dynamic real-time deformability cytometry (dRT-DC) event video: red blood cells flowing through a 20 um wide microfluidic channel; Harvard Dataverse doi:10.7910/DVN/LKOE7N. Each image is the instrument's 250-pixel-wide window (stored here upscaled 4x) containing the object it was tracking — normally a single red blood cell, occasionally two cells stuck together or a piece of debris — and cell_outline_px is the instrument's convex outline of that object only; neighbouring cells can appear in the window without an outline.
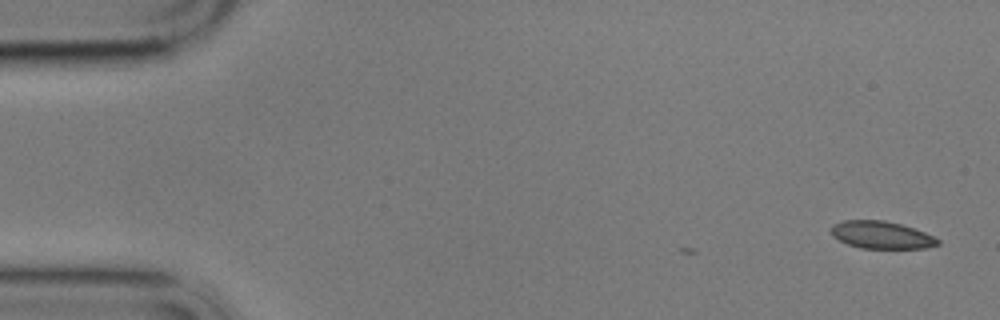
{"species": "common noctule bat (a hibernating species)", "species_latin": "Nyctalus noctula", "temperature_condition": "cold", "stored_images_in_passage": 3, "camera_frame_rate_fps": 3000, "um_per_image_px": 0.085, "animal": {"sex": "male", "body_mass_g": 17.9}, "frame": {"image": 1, "passage_image": 1, "time_ms": 0.0, "image_size_px": [1000, 320], "cell_outline_px": [[940, 244], [924, 248], [860, 248], [848, 244], [832, 236], [832, 224], [844, 220], [884, 220], [900, 224], [924, 232], [940, 240]], "centroid_in_image_um": [74.91, 19.97], "position_along_channel_um": 10.1, "area_um2": 16.88}}
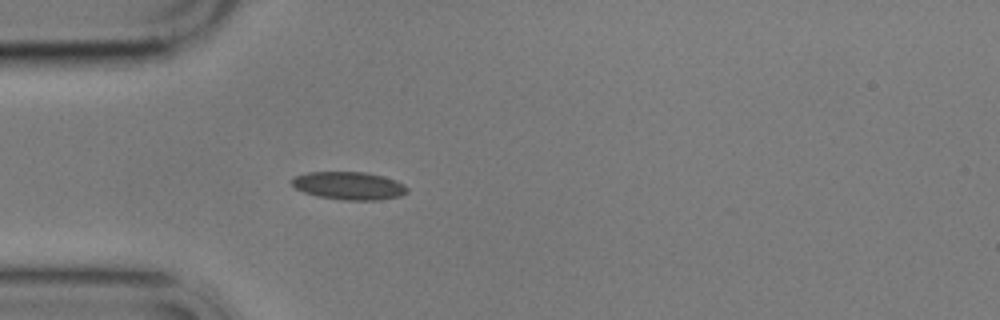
{"frame": {"image": 2, "passage_image": 3, "time_ms": 4.667, "image_size_px": [1000, 320], "cell_outline_px": [[408, 192], [400, 196], [380, 200], [344, 200], [316, 196], [304, 192], [296, 188], [288, 180], [296, 176], [308, 172], [364, 172], [384, 176], [396, 180], [404, 184], [408, 188]], "centroid_in_image_um": [29.67, 15.79], "position_along_channel_um": 55.3, "area_um2": 18.9}}